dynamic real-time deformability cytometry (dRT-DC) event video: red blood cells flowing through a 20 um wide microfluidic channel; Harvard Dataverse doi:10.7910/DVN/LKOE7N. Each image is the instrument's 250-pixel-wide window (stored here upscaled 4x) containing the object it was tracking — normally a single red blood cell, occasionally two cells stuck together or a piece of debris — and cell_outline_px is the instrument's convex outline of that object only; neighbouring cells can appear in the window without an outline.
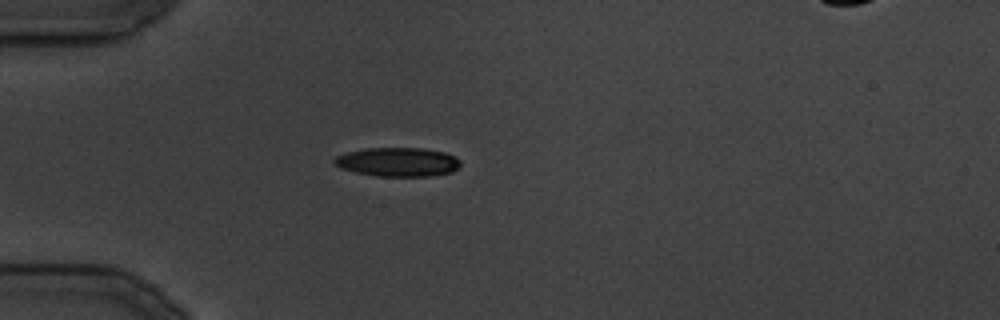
{"species": "common noctule bat (a hibernating species)", "species_latin": "Nyctalus noctula", "temperature_condition": "cold", "stored_images_in_passage": 14, "camera_frame_rate_fps": 3000, "um_per_image_px": 0.085, "animal": {"sex": "male", "body_mass_g": 19.5, "forearm_length_mm": 54.6}, "frame": {"image": 1, "passage_image": 10, "time_ms": 11.333, "image_size_px": [1000, 320], "cell_outline_px": [[460, 168], [452, 172], [428, 176], [376, 176], [356, 172], [340, 168], [332, 160], [336, 156], [344, 152], [364, 148], [424, 148], [444, 152], [456, 156], [460, 160]], "centroid_in_image_um": [33.82, 13.76], "position_along_channel_um": 51.2, "area_um2": 21.5}}